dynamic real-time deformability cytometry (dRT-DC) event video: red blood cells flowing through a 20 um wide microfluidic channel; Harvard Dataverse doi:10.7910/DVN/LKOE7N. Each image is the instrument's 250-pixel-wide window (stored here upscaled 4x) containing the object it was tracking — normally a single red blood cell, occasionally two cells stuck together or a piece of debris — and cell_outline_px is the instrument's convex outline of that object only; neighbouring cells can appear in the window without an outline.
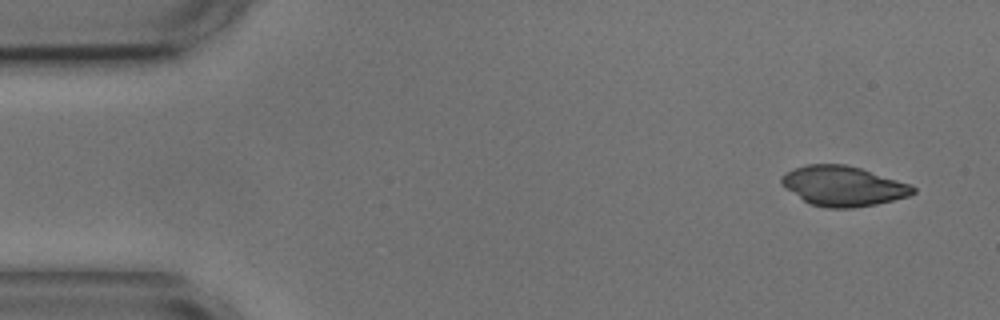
{"species": "common noctule bat (a hibernating species)", "species_latin": "Nyctalus noctula", "temperature_condition": "cold", "stored_images_in_passage": 6, "camera_frame_rate_fps": 3000, "um_per_image_px": 0.085, "animal": {"sex": "male", "body_mass_g": 17.9, "forearm_length_mm": 54.2}, "frame": {"image": 1, "passage_image": 1, "time_ms": 0.0, "image_size_px": [1000, 320], "cell_outline_px": [[916, 192], [908, 196], [876, 204], [852, 208], [828, 208], [808, 204], [784, 188], [780, 184], [780, 176], [784, 172], [792, 168], [804, 164], [844, 164], [860, 168], [912, 184], [916, 188]], "centroid_in_image_um": [71.61, 15.81], "position_along_channel_um": 13.4, "area_um2": 31.04}}
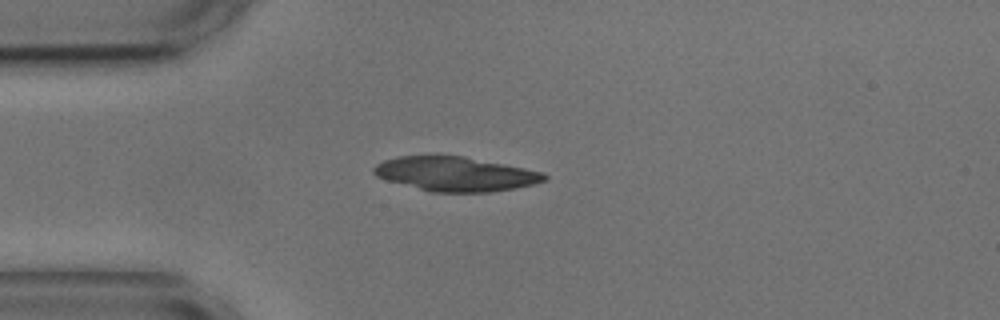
{"frame": {"image": 2, "passage_image": 3, "time_ms": 3.333, "image_size_px": [1000, 320], "cell_outline_px": [[548, 180], [536, 184], [516, 188], [488, 192], [432, 192], [388, 180], [376, 176], [372, 172], [372, 168], [376, 164], [384, 160], [400, 156], [464, 156], [544, 172], [548, 176]], "centroid_in_image_um": [38.75, 14.79], "position_along_channel_um": 46.3, "area_um2": 33.99}}